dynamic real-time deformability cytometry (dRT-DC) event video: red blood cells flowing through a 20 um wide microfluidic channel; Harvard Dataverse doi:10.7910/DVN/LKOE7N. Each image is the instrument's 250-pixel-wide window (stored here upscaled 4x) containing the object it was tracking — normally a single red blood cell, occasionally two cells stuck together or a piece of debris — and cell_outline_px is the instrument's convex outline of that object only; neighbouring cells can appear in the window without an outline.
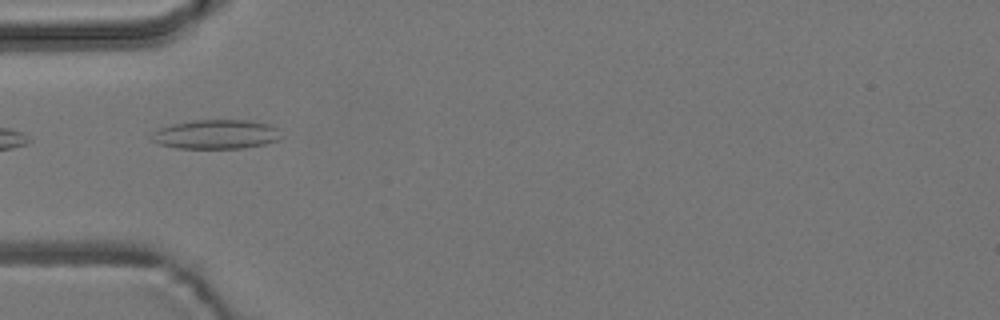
{"species": "common noctule bat (a hibernating species)", "species_latin": "Nyctalus noctula", "temperature_condition": "room temperature", "stored_images_in_passage": 5, "camera_frame_rate_fps": 3000, "um_per_image_px": 0.085, "animal": {"sex": "male", "body_mass_g": 19.2, "forearm_length_mm": 51.8}, "frame": {"image": 1, "passage_image": 1, "time_ms": 0.0, "image_size_px": [1000, 320], "cell_outline_px": [[280, 140], [264, 144], [244, 148], [176, 148], [160, 144], [152, 140], [148, 136], [152, 132], [160, 128], [172, 124], [192, 120], [252, 120], [272, 124], [280, 128]], "centroid_in_image_um": [18.4, 11.41], "position_along_channel_um": 66.6, "area_um2": 22.43}}
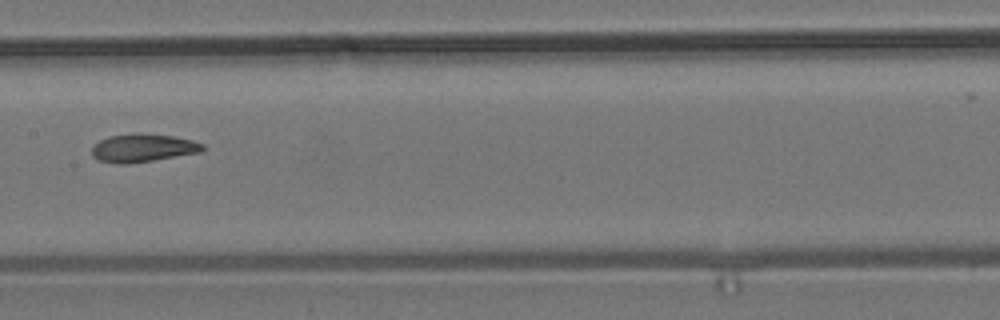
{"frame": {"image": 2, "passage_image": 4, "time_ms": 3.333, "image_size_px": [1000, 320], "cell_outline_px": [[208, 148], [200, 152], [128, 164], [116, 164], [100, 160], [92, 156], [92, 148], [100, 140], [108, 136], [136, 132], [176, 136], [192, 140], [204, 144]], "centroid_in_image_um": [12.17, 12.56], "position_along_channel_um": 195.2, "area_um2": 18.32}}
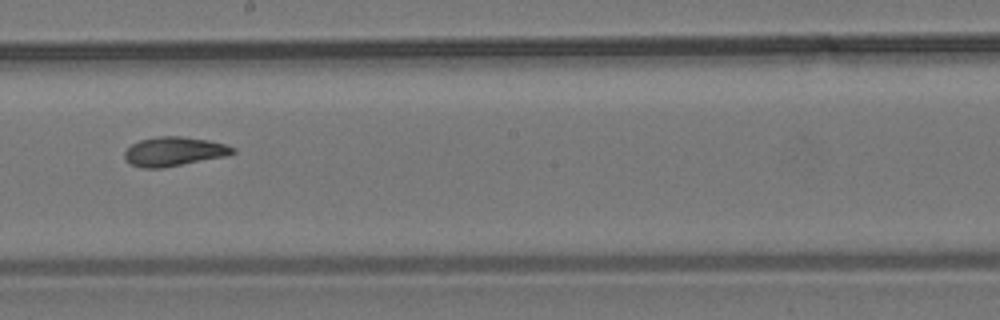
{"frame": {"image": 3, "passage_image": 5, "time_ms": 4.333, "image_size_px": [1000, 320], "cell_outline_px": [[236, 152], [224, 156], [164, 168], [144, 168], [132, 164], [124, 160], [124, 152], [132, 144], [140, 140], [156, 136], [180, 136], [208, 140], [224, 144], [236, 148]], "centroid_in_image_um": [14.77, 12.87], "position_along_channel_um": 233.4, "area_um2": 18.32}}